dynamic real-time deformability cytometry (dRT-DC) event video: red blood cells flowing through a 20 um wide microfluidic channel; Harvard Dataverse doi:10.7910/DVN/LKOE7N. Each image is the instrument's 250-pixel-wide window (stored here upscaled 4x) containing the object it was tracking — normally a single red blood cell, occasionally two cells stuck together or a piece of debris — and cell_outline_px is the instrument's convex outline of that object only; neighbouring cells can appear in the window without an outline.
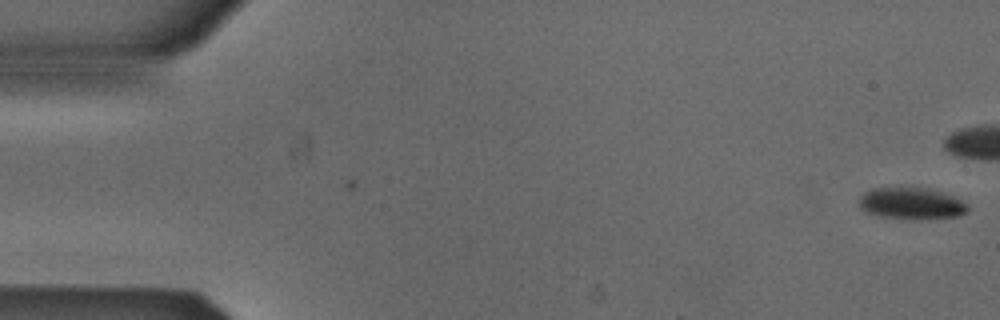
{"species": "Egyptian fruit bat (a non-hibernating species)", "species_latin": "Rousettus aegyptiacus", "temperature_condition": "cold", "stored_images_in_passage": 3, "camera_frame_rate_fps": 3000, "um_per_image_px": 0.085, "animal": {"sex": "male"}, "frame": {"image": 1, "passage_image": 3, "time_ms": 0.667, "image_size_px": [1000, 320], "cell_outline_px": [[968, 212], [956, 216], [928, 220], [908, 220], [880, 216], [864, 212], [860, 208], [860, 196], [864, 192], [872, 188], [928, 188], [952, 196], [968, 204]], "centroid_in_image_um": [77.46, 17.32], "position_along_channel_um": 7.5, "area_um2": 20.29}}